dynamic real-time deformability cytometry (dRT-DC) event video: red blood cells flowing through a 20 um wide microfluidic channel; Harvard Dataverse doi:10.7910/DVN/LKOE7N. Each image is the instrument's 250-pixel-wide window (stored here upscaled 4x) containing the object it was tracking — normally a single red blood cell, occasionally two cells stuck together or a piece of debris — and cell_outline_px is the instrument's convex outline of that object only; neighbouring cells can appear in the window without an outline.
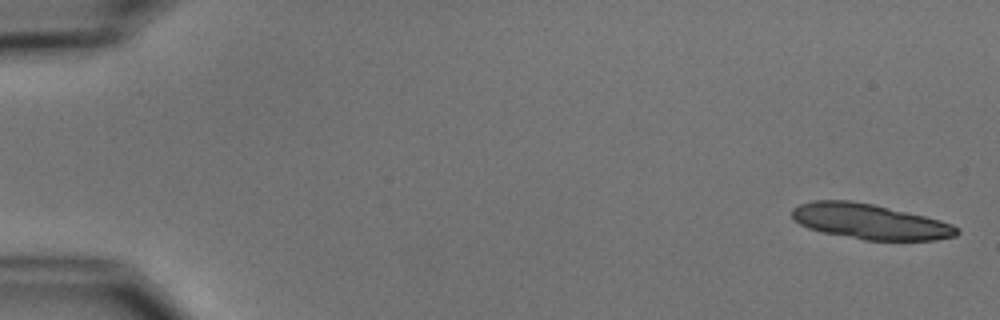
{"species": "common noctule bat (a hibernating species)", "species_latin": "Nyctalus noctula", "temperature_condition": "cold", "stored_images_in_passage": 5, "camera_frame_rate_fps": 3000, "um_per_image_px": 0.085, "animal": {"sex": "male", "body_mass_g": 15.6}, "frame": {"image": 1, "passage_image": 1, "time_ms": 0.0, "image_size_px": [1000, 320], "cell_outline_px": [[960, 232], [956, 236], [936, 240], [864, 240], [824, 232], [808, 228], [800, 224], [792, 216], [792, 208], [800, 204], [812, 200], [848, 200], [872, 204], [924, 216], [940, 220], [952, 224], [960, 228]], "centroid_in_image_um": [73.96, 18.83], "position_along_channel_um": 11.0, "area_um2": 33.7}}